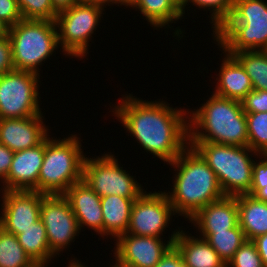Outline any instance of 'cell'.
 <instances>
[{"instance_id":"cell-13","label":"cell","mask_w":267,"mask_h":267,"mask_svg":"<svg viewBox=\"0 0 267 267\" xmlns=\"http://www.w3.org/2000/svg\"><path fill=\"white\" fill-rule=\"evenodd\" d=\"M180 230L174 231L166 243L161 237L121 234L115 242V265L117 267H154L173 245Z\"/></svg>"},{"instance_id":"cell-26","label":"cell","mask_w":267,"mask_h":267,"mask_svg":"<svg viewBox=\"0 0 267 267\" xmlns=\"http://www.w3.org/2000/svg\"><path fill=\"white\" fill-rule=\"evenodd\" d=\"M233 56L250 77L253 89L267 91V50L236 52Z\"/></svg>"},{"instance_id":"cell-39","label":"cell","mask_w":267,"mask_h":267,"mask_svg":"<svg viewBox=\"0 0 267 267\" xmlns=\"http://www.w3.org/2000/svg\"><path fill=\"white\" fill-rule=\"evenodd\" d=\"M249 195L267 203V184H251Z\"/></svg>"},{"instance_id":"cell-34","label":"cell","mask_w":267,"mask_h":267,"mask_svg":"<svg viewBox=\"0 0 267 267\" xmlns=\"http://www.w3.org/2000/svg\"><path fill=\"white\" fill-rule=\"evenodd\" d=\"M13 70L12 45L8 36L0 39V76Z\"/></svg>"},{"instance_id":"cell-14","label":"cell","mask_w":267,"mask_h":267,"mask_svg":"<svg viewBox=\"0 0 267 267\" xmlns=\"http://www.w3.org/2000/svg\"><path fill=\"white\" fill-rule=\"evenodd\" d=\"M0 227L18 235L40 219L41 200L46 195L34 190H2Z\"/></svg>"},{"instance_id":"cell-9","label":"cell","mask_w":267,"mask_h":267,"mask_svg":"<svg viewBox=\"0 0 267 267\" xmlns=\"http://www.w3.org/2000/svg\"><path fill=\"white\" fill-rule=\"evenodd\" d=\"M40 74L13 70L0 76V119L27 118L41 113Z\"/></svg>"},{"instance_id":"cell-3","label":"cell","mask_w":267,"mask_h":267,"mask_svg":"<svg viewBox=\"0 0 267 267\" xmlns=\"http://www.w3.org/2000/svg\"><path fill=\"white\" fill-rule=\"evenodd\" d=\"M189 113V142L248 146L246 115L241 101L212 94L202 107Z\"/></svg>"},{"instance_id":"cell-22","label":"cell","mask_w":267,"mask_h":267,"mask_svg":"<svg viewBox=\"0 0 267 267\" xmlns=\"http://www.w3.org/2000/svg\"><path fill=\"white\" fill-rule=\"evenodd\" d=\"M239 226L247 240L267 233V203L249 194L235 196Z\"/></svg>"},{"instance_id":"cell-32","label":"cell","mask_w":267,"mask_h":267,"mask_svg":"<svg viewBox=\"0 0 267 267\" xmlns=\"http://www.w3.org/2000/svg\"><path fill=\"white\" fill-rule=\"evenodd\" d=\"M245 113L267 112V91L252 90L242 100Z\"/></svg>"},{"instance_id":"cell-36","label":"cell","mask_w":267,"mask_h":267,"mask_svg":"<svg viewBox=\"0 0 267 267\" xmlns=\"http://www.w3.org/2000/svg\"><path fill=\"white\" fill-rule=\"evenodd\" d=\"M260 157L261 161L253 162L251 184H267V155L261 154Z\"/></svg>"},{"instance_id":"cell-41","label":"cell","mask_w":267,"mask_h":267,"mask_svg":"<svg viewBox=\"0 0 267 267\" xmlns=\"http://www.w3.org/2000/svg\"><path fill=\"white\" fill-rule=\"evenodd\" d=\"M10 26L0 20V39L7 38L9 36Z\"/></svg>"},{"instance_id":"cell-15","label":"cell","mask_w":267,"mask_h":267,"mask_svg":"<svg viewBox=\"0 0 267 267\" xmlns=\"http://www.w3.org/2000/svg\"><path fill=\"white\" fill-rule=\"evenodd\" d=\"M43 114L27 118L0 119V144L13 152L33 148L48 136Z\"/></svg>"},{"instance_id":"cell-2","label":"cell","mask_w":267,"mask_h":267,"mask_svg":"<svg viewBox=\"0 0 267 267\" xmlns=\"http://www.w3.org/2000/svg\"><path fill=\"white\" fill-rule=\"evenodd\" d=\"M169 165L177 172L172 192L166 194L178 216L189 220L201 208L225 196L216 174L193 147L188 146Z\"/></svg>"},{"instance_id":"cell-19","label":"cell","mask_w":267,"mask_h":267,"mask_svg":"<svg viewBox=\"0 0 267 267\" xmlns=\"http://www.w3.org/2000/svg\"><path fill=\"white\" fill-rule=\"evenodd\" d=\"M225 58L222 61L221 69L216 80L217 86L213 94L241 101L253 86L250 77L246 74L245 69L240 62L230 54L225 52Z\"/></svg>"},{"instance_id":"cell-46","label":"cell","mask_w":267,"mask_h":267,"mask_svg":"<svg viewBox=\"0 0 267 267\" xmlns=\"http://www.w3.org/2000/svg\"><path fill=\"white\" fill-rule=\"evenodd\" d=\"M136 0H125V6H131Z\"/></svg>"},{"instance_id":"cell-18","label":"cell","mask_w":267,"mask_h":267,"mask_svg":"<svg viewBox=\"0 0 267 267\" xmlns=\"http://www.w3.org/2000/svg\"><path fill=\"white\" fill-rule=\"evenodd\" d=\"M190 222L199 232H222L239 224L238 206L235 196H224L201 208Z\"/></svg>"},{"instance_id":"cell-35","label":"cell","mask_w":267,"mask_h":267,"mask_svg":"<svg viewBox=\"0 0 267 267\" xmlns=\"http://www.w3.org/2000/svg\"><path fill=\"white\" fill-rule=\"evenodd\" d=\"M154 267H187L178 249L172 245Z\"/></svg>"},{"instance_id":"cell-11","label":"cell","mask_w":267,"mask_h":267,"mask_svg":"<svg viewBox=\"0 0 267 267\" xmlns=\"http://www.w3.org/2000/svg\"><path fill=\"white\" fill-rule=\"evenodd\" d=\"M40 219L45 226L50 251L55 257L71 244L80 231L76 216L64 195H45L41 200Z\"/></svg>"},{"instance_id":"cell-23","label":"cell","mask_w":267,"mask_h":267,"mask_svg":"<svg viewBox=\"0 0 267 267\" xmlns=\"http://www.w3.org/2000/svg\"><path fill=\"white\" fill-rule=\"evenodd\" d=\"M19 244L34 263H51L55 256L51 253L45 226L41 219L17 235Z\"/></svg>"},{"instance_id":"cell-45","label":"cell","mask_w":267,"mask_h":267,"mask_svg":"<svg viewBox=\"0 0 267 267\" xmlns=\"http://www.w3.org/2000/svg\"><path fill=\"white\" fill-rule=\"evenodd\" d=\"M48 266V264H44V263H34L31 267H46Z\"/></svg>"},{"instance_id":"cell-16","label":"cell","mask_w":267,"mask_h":267,"mask_svg":"<svg viewBox=\"0 0 267 267\" xmlns=\"http://www.w3.org/2000/svg\"><path fill=\"white\" fill-rule=\"evenodd\" d=\"M45 140L29 149L14 152L11 168L2 181L1 190H34L38 192V178L43 163Z\"/></svg>"},{"instance_id":"cell-33","label":"cell","mask_w":267,"mask_h":267,"mask_svg":"<svg viewBox=\"0 0 267 267\" xmlns=\"http://www.w3.org/2000/svg\"><path fill=\"white\" fill-rule=\"evenodd\" d=\"M22 19L17 0H0V20L11 27Z\"/></svg>"},{"instance_id":"cell-21","label":"cell","mask_w":267,"mask_h":267,"mask_svg":"<svg viewBox=\"0 0 267 267\" xmlns=\"http://www.w3.org/2000/svg\"><path fill=\"white\" fill-rule=\"evenodd\" d=\"M136 199L124 198L118 195L101 197L103 237L110 235L116 239L127 232L132 205Z\"/></svg>"},{"instance_id":"cell-30","label":"cell","mask_w":267,"mask_h":267,"mask_svg":"<svg viewBox=\"0 0 267 267\" xmlns=\"http://www.w3.org/2000/svg\"><path fill=\"white\" fill-rule=\"evenodd\" d=\"M187 3L212 12L213 33L231 16L234 7V0H187Z\"/></svg>"},{"instance_id":"cell-8","label":"cell","mask_w":267,"mask_h":267,"mask_svg":"<svg viewBox=\"0 0 267 267\" xmlns=\"http://www.w3.org/2000/svg\"><path fill=\"white\" fill-rule=\"evenodd\" d=\"M105 5L98 1H79L58 12L55 23L59 46L64 55L76 58L87 56L88 42L99 25Z\"/></svg>"},{"instance_id":"cell-24","label":"cell","mask_w":267,"mask_h":267,"mask_svg":"<svg viewBox=\"0 0 267 267\" xmlns=\"http://www.w3.org/2000/svg\"><path fill=\"white\" fill-rule=\"evenodd\" d=\"M131 7L139 9L150 25L156 29L166 27L183 17L181 10L172 0H136Z\"/></svg>"},{"instance_id":"cell-27","label":"cell","mask_w":267,"mask_h":267,"mask_svg":"<svg viewBox=\"0 0 267 267\" xmlns=\"http://www.w3.org/2000/svg\"><path fill=\"white\" fill-rule=\"evenodd\" d=\"M33 264L17 236L0 227V267H31Z\"/></svg>"},{"instance_id":"cell-12","label":"cell","mask_w":267,"mask_h":267,"mask_svg":"<svg viewBox=\"0 0 267 267\" xmlns=\"http://www.w3.org/2000/svg\"><path fill=\"white\" fill-rule=\"evenodd\" d=\"M143 192L133 203L126 234L161 237L176 215L166 192Z\"/></svg>"},{"instance_id":"cell-1","label":"cell","mask_w":267,"mask_h":267,"mask_svg":"<svg viewBox=\"0 0 267 267\" xmlns=\"http://www.w3.org/2000/svg\"><path fill=\"white\" fill-rule=\"evenodd\" d=\"M119 101L112 110L115 117L146 152L164 164L172 163L189 146V111L169 107L164 101L141 100L131 94Z\"/></svg>"},{"instance_id":"cell-17","label":"cell","mask_w":267,"mask_h":267,"mask_svg":"<svg viewBox=\"0 0 267 267\" xmlns=\"http://www.w3.org/2000/svg\"><path fill=\"white\" fill-rule=\"evenodd\" d=\"M63 195L76 216L80 232L87 226L103 236L101 197L83 180L73 184Z\"/></svg>"},{"instance_id":"cell-25","label":"cell","mask_w":267,"mask_h":267,"mask_svg":"<svg viewBox=\"0 0 267 267\" xmlns=\"http://www.w3.org/2000/svg\"><path fill=\"white\" fill-rule=\"evenodd\" d=\"M227 265L235 252L247 240L239 224L222 232H199Z\"/></svg>"},{"instance_id":"cell-29","label":"cell","mask_w":267,"mask_h":267,"mask_svg":"<svg viewBox=\"0 0 267 267\" xmlns=\"http://www.w3.org/2000/svg\"><path fill=\"white\" fill-rule=\"evenodd\" d=\"M23 19L55 21L58 12L51 0H17Z\"/></svg>"},{"instance_id":"cell-31","label":"cell","mask_w":267,"mask_h":267,"mask_svg":"<svg viewBox=\"0 0 267 267\" xmlns=\"http://www.w3.org/2000/svg\"><path fill=\"white\" fill-rule=\"evenodd\" d=\"M227 267H264L256 245L246 240L235 252Z\"/></svg>"},{"instance_id":"cell-7","label":"cell","mask_w":267,"mask_h":267,"mask_svg":"<svg viewBox=\"0 0 267 267\" xmlns=\"http://www.w3.org/2000/svg\"><path fill=\"white\" fill-rule=\"evenodd\" d=\"M12 59L15 70L39 74V67L58 49L55 21L22 19L10 27Z\"/></svg>"},{"instance_id":"cell-42","label":"cell","mask_w":267,"mask_h":267,"mask_svg":"<svg viewBox=\"0 0 267 267\" xmlns=\"http://www.w3.org/2000/svg\"><path fill=\"white\" fill-rule=\"evenodd\" d=\"M172 2L181 10L182 16L185 13V6L187 4V0H172Z\"/></svg>"},{"instance_id":"cell-38","label":"cell","mask_w":267,"mask_h":267,"mask_svg":"<svg viewBox=\"0 0 267 267\" xmlns=\"http://www.w3.org/2000/svg\"><path fill=\"white\" fill-rule=\"evenodd\" d=\"M252 241L256 245L264 267H267V233L257 236Z\"/></svg>"},{"instance_id":"cell-44","label":"cell","mask_w":267,"mask_h":267,"mask_svg":"<svg viewBox=\"0 0 267 267\" xmlns=\"http://www.w3.org/2000/svg\"><path fill=\"white\" fill-rule=\"evenodd\" d=\"M75 260V261H74ZM68 267H86V265L82 264L81 262H79L76 259H73L69 262Z\"/></svg>"},{"instance_id":"cell-43","label":"cell","mask_w":267,"mask_h":267,"mask_svg":"<svg viewBox=\"0 0 267 267\" xmlns=\"http://www.w3.org/2000/svg\"><path fill=\"white\" fill-rule=\"evenodd\" d=\"M102 3H106L109 6H110V4L115 3V5L118 4V6H119V4H120V6H121V5H125V0H102Z\"/></svg>"},{"instance_id":"cell-20","label":"cell","mask_w":267,"mask_h":267,"mask_svg":"<svg viewBox=\"0 0 267 267\" xmlns=\"http://www.w3.org/2000/svg\"><path fill=\"white\" fill-rule=\"evenodd\" d=\"M189 235L181 230L173 243L187 267H227L204 238Z\"/></svg>"},{"instance_id":"cell-40","label":"cell","mask_w":267,"mask_h":267,"mask_svg":"<svg viewBox=\"0 0 267 267\" xmlns=\"http://www.w3.org/2000/svg\"><path fill=\"white\" fill-rule=\"evenodd\" d=\"M54 9L57 12L68 9L75 5L79 0H51Z\"/></svg>"},{"instance_id":"cell-28","label":"cell","mask_w":267,"mask_h":267,"mask_svg":"<svg viewBox=\"0 0 267 267\" xmlns=\"http://www.w3.org/2000/svg\"><path fill=\"white\" fill-rule=\"evenodd\" d=\"M248 146L259 156L267 155V112L245 113Z\"/></svg>"},{"instance_id":"cell-10","label":"cell","mask_w":267,"mask_h":267,"mask_svg":"<svg viewBox=\"0 0 267 267\" xmlns=\"http://www.w3.org/2000/svg\"><path fill=\"white\" fill-rule=\"evenodd\" d=\"M82 180L100 197L118 195L124 198H138L143 192L141 184L130 176L112 153L98 157H85Z\"/></svg>"},{"instance_id":"cell-47","label":"cell","mask_w":267,"mask_h":267,"mask_svg":"<svg viewBox=\"0 0 267 267\" xmlns=\"http://www.w3.org/2000/svg\"><path fill=\"white\" fill-rule=\"evenodd\" d=\"M79 1H98L102 3V0H79Z\"/></svg>"},{"instance_id":"cell-37","label":"cell","mask_w":267,"mask_h":267,"mask_svg":"<svg viewBox=\"0 0 267 267\" xmlns=\"http://www.w3.org/2000/svg\"><path fill=\"white\" fill-rule=\"evenodd\" d=\"M14 152L0 144V179L1 182L7 177L11 168Z\"/></svg>"},{"instance_id":"cell-5","label":"cell","mask_w":267,"mask_h":267,"mask_svg":"<svg viewBox=\"0 0 267 267\" xmlns=\"http://www.w3.org/2000/svg\"><path fill=\"white\" fill-rule=\"evenodd\" d=\"M80 138L45 139V152L38 178V192L63 195L68 188L82 180L85 156Z\"/></svg>"},{"instance_id":"cell-4","label":"cell","mask_w":267,"mask_h":267,"mask_svg":"<svg viewBox=\"0 0 267 267\" xmlns=\"http://www.w3.org/2000/svg\"><path fill=\"white\" fill-rule=\"evenodd\" d=\"M222 51L267 50V3L234 0L231 16L213 33Z\"/></svg>"},{"instance_id":"cell-6","label":"cell","mask_w":267,"mask_h":267,"mask_svg":"<svg viewBox=\"0 0 267 267\" xmlns=\"http://www.w3.org/2000/svg\"><path fill=\"white\" fill-rule=\"evenodd\" d=\"M189 146L193 147L214 171L225 196L249 194L254 162L251 158L254 153L258 156V153L249 146L213 142H189Z\"/></svg>"}]
</instances>
